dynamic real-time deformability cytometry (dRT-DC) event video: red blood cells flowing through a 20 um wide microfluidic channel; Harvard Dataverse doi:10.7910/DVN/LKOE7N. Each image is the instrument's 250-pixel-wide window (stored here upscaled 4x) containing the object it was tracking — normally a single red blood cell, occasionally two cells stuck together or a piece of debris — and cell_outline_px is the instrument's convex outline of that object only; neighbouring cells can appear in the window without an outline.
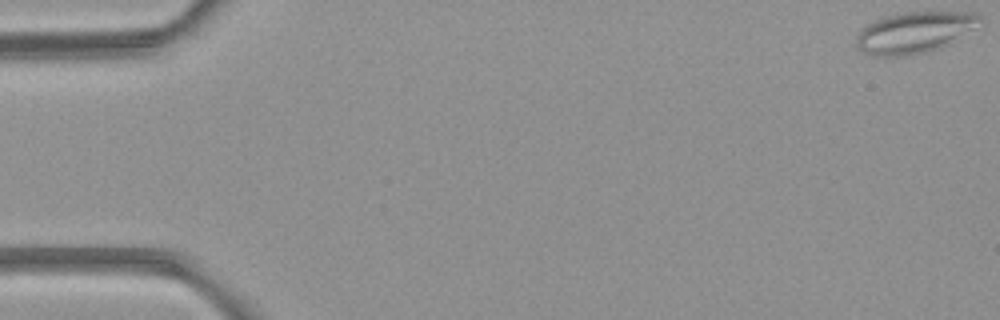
{"species": "common noctule bat (a hibernating species)", "species_latin": "Nyctalus noctula", "temperature_condition": "room temperature", "stored_images_in_passage": 6, "camera_frame_rate_fps": 3000, "um_per_image_px": 0.085, "animal": {"sex": "female", "body_mass_g": 21.9}, "frame": {"image": 1, "passage_image": 1, "time_ms": 0.0, "image_size_px": [1000, 320], "cell_outline_px": [[984, 24], [948, 44], [940, 48], [908, 56], [872, 56], [864, 52], [856, 44], [856, 36], [860, 28], [872, 20], [884, 16], [904, 12], [980, 12], [984, 16]], "centroid_in_image_um": [77.79, 2.73], "position_along_channel_um": 7.2, "area_um2": 30.4}}